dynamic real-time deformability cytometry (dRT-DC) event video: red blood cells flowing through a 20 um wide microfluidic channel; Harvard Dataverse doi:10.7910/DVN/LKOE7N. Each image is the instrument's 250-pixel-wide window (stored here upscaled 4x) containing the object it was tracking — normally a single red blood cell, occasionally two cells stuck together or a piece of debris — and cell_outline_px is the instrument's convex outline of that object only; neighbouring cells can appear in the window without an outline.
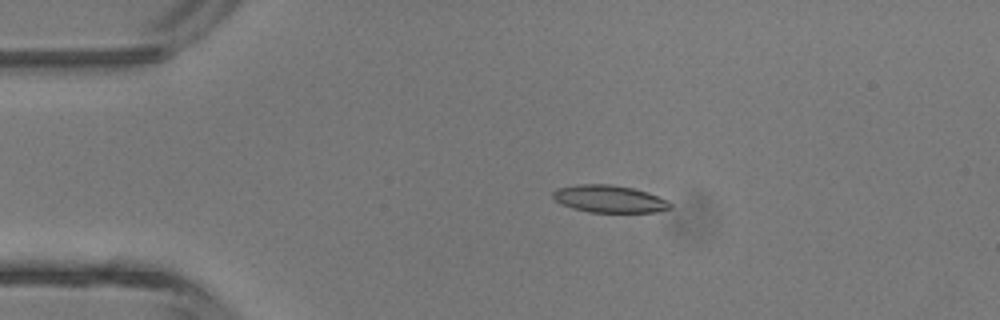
{"species": "common noctule bat (a hibernating species)", "species_latin": "Nyctalus noctula", "temperature_condition": "room temperature", "stored_images_in_passage": 4, "camera_frame_rate_fps": 3000, "um_per_image_px": 0.085, "animal": {"sex": "male", "body_mass_g": 13.3}, "frame": {"image": 1, "passage_image": 3, "time_ms": 2.333, "image_size_px": [1000, 320], "cell_outline_px": [[672, 208], [656, 212], [588, 212], [572, 208], [556, 200], [552, 196], [552, 192], [556, 188], [576, 184], [612, 184], [632, 188], [648, 192], [668, 200], [672, 204]], "centroid_in_image_um": [51.81, 16.9], "position_along_channel_um": 33.2, "area_um2": 18.79}}